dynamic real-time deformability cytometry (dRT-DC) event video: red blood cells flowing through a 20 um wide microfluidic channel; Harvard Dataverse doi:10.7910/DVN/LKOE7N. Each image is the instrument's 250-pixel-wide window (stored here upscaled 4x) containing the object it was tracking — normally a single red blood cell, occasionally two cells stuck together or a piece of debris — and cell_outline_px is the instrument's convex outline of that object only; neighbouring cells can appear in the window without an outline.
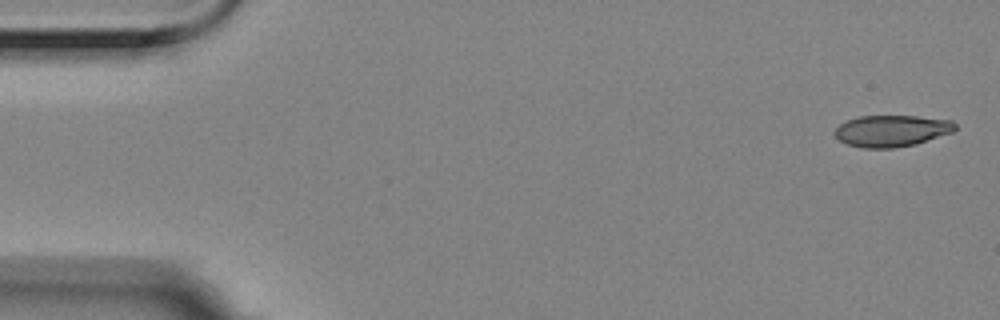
{"species": "Egyptian fruit bat (a non-hibernating species)", "species_latin": "Rousettus aegyptiacus", "temperature_condition": "room temperature", "stored_images_in_passage": 5, "camera_frame_rate_fps": 3000, "um_per_image_px": 0.085, "animal": {"sex": "female"}, "frame": {"image": 1, "passage_image": 1, "time_ms": 0.0, "image_size_px": [1000, 320], "cell_outline_px": [[956, 128], [952, 132], [916, 144], [892, 148], [864, 148], [848, 144], [840, 140], [832, 132], [840, 124], [848, 120], [860, 116], [916, 116], [952, 120], [956, 124]], "centroid_in_image_um": [75.79, 11.12], "position_along_channel_um": 9.2, "area_um2": 22.02}}
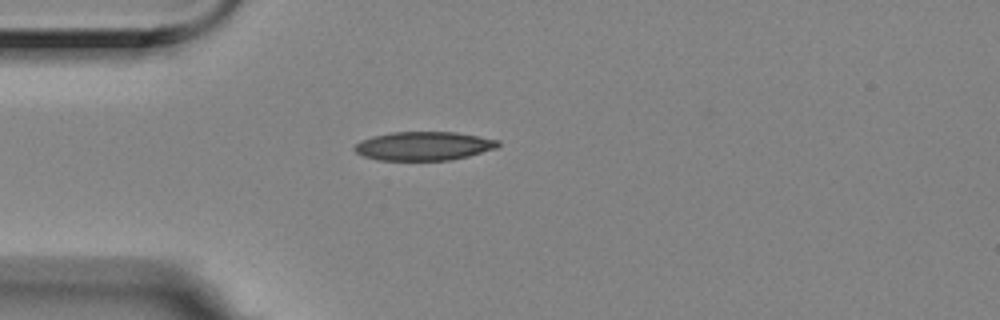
{"frame": {"image": 2, "passage_image": 5, "time_ms": 1.333, "image_size_px": [1000, 320], "cell_outline_px": [[500, 144], [496, 148], [468, 156], [452, 160], [376, 160], [364, 156], [356, 152], [352, 148], [360, 140], [372, 136], [392, 132], [456, 132], [500, 140]], "centroid_in_image_um": [36.0, 12.41], "position_along_channel_um": 49.0, "area_um2": 24.1}}